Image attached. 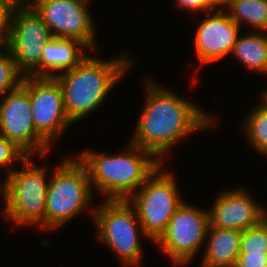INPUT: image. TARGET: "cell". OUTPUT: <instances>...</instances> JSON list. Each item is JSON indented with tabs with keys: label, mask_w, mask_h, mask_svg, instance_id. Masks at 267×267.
I'll use <instances>...</instances> for the list:
<instances>
[{
	"label": "cell",
	"mask_w": 267,
	"mask_h": 267,
	"mask_svg": "<svg viewBox=\"0 0 267 267\" xmlns=\"http://www.w3.org/2000/svg\"><path fill=\"white\" fill-rule=\"evenodd\" d=\"M146 102L131 143L158 157L183 136L213 124L207 114L174 92L147 82ZM213 121V122H212Z\"/></svg>",
	"instance_id": "cell-1"
},
{
	"label": "cell",
	"mask_w": 267,
	"mask_h": 267,
	"mask_svg": "<svg viewBox=\"0 0 267 267\" xmlns=\"http://www.w3.org/2000/svg\"><path fill=\"white\" fill-rule=\"evenodd\" d=\"M78 157L87 168L91 186L107 195L106 200H128L164 163L133 143L124 153L107 156L84 151Z\"/></svg>",
	"instance_id": "cell-2"
},
{
	"label": "cell",
	"mask_w": 267,
	"mask_h": 267,
	"mask_svg": "<svg viewBox=\"0 0 267 267\" xmlns=\"http://www.w3.org/2000/svg\"><path fill=\"white\" fill-rule=\"evenodd\" d=\"M131 65L125 57L102 61L87 55L73 69L56 74L69 120L73 123L97 109Z\"/></svg>",
	"instance_id": "cell-3"
},
{
	"label": "cell",
	"mask_w": 267,
	"mask_h": 267,
	"mask_svg": "<svg viewBox=\"0 0 267 267\" xmlns=\"http://www.w3.org/2000/svg\"><path fill=\"white\" fill-rule=\"evenodd\" d=\"M53 177L46 196V229H57L82 212L93 194L87 168L76 158L63 160Z\"/></svg>",
	"instance_id": "cell-4"
},
{
	"label": "cell",
	"mask_w": 267,
	"mask_h": 267,
	"mask_svg": "<svg viewBox=\"0 0 267 267\" xmlns=\"http://www.w3.org/2000/svg\"><path fill=\"white\" fill-rule=\"evenodd\" d=\"M161 168L162 165L127 200L137 213L141 233L153 242L165 232L173 214L183 203L174 177Z\"/></svg>",
	"instance_id": "cell-5"
},
{
	"label": "cell",
	"mask_w": 267,
	"mask_h": 267,
	"mask_svg": "<svg viewBox=\"0 0 267 267\" xmlns=\"http://www.w3.org/2000/svg\"><path fill=\"white\" fill-rule=\"evenodd\" d=\"M28 155L25 169L10 171L5 183L6 218L20 225H38L45 228V209L48 182L44 168L33 165Z\"/></svg>",
	"instance_id": "cell-6"
},
{
	"label": "cell",
	"mask_w": 267,
	"mask_h": 267,
	"mask_svg": "<svg viewBox=\"0 0 267 267\" xmlns=\"http://www.w3.org/2000/svg\"><path fill=\"white\" fill-rule=\"evenodd\" d=\"M91 214L95 219L99 240L110 246L125 266L138 265L143 253L138 235L141 233L136 226L139 221L137 213L130 202L105 200Z\"/></svg>",
	"instance_id": "cell-7"
},
{
	"label": "cell",
	"mask_w": 267,
	"mask_h": 267,
	"mask_svg": "<svg viewBox=\"0 0 267 267\" xmlns=\"http://www.w3.org/2000/svg\"><path fill=\"white\" fill-rule=\"evenodd\" d=\"M53 38L49 27L34 8L9 13L8 35L4 46L10 51L23 76L40 77L41 51Z\"/></svg>",
	"instance_id": "cell-8"
},
{
	"label": "cell",
	"mask_w": 267,
	"mask_h": 267,
	"mask_svg": "<svg viewBox=\"0 0 267 267\" xmlns=\"http://www.w3.org/2000/svg\"><path fill=\"white\" fill-rule=\"evenodd\" d=\"M208 226L209 212L183 201L170 219L165 232L155 243L173 263L186 265L206 240Z\"/></svg>",
	"instance_id": "cell-9"
},
{
	"label": "cell",
	"mask_w": 267,
	"mask_h": 267,
	"mask_svg": "<svg viewBox=\"0 0 267 267\" xmlns=\"http://www.w3.org/2000/svg\"><path fill=\"white\" fill-rule=\"evenodd\" d=\"M21 86L29 93L37 133L50 145L72 123L64 108L62 88L55 78L32 76H25Z\"/></svg>",
	"instance_id": "cell-10"
},
{
	"label": "cell",
	"mask_w": 267,
	"mask_h": 267,
	"mask_svg": "<svg viewBox=\"0 0 267 267\" xmlns=\"http://www.w3.org/2000/svg\"><path fill=\"white\" fill-rule=\"evenodd\" d=\"M0 103V135L14 142L27 155L45 156L49 144L37 133L29 93L20 85L7 92Z\"/></svg>",
	"instance_id": "cell-11"
},
{
	"label": "cell",
	"mask_w": 267,
	"mask_h": 267,
	"mask_svg": "<svg viewBox=\"0 0 267 267\" xmlns=\"http://www.w3.org/2000/svg\"><path fill=\"white\" fill-rule=\"evenodd\" d=\"M87 3L86 0H44L34 9L53 37L78 40L92 49L96 30Z\"/></svg>",
	"instance_id": "cell-12"
},
{
	"label": "cell",
	"mask_w": 267,
	"mask_h": 267,
	"mask_svg": "<svg viewBox=\"0 0 267 267\" xmlns=\"http://www.w3.org/2000/svg\"><path fill=\"white\" fill-rule=\"evenodd\" d=\"M199 24L194 44L201 65L217 61L232 52L240 35V26L227 13L219 8Z\"/></svg>",
	"instance_id": "cell-13"
},
{
	"label": "cell",
	"mask_w": 267,
	"mask_h": 267,
	"mask_svg": "<svg viewBox=\"0 0 267 267\" xmlns=\"http://www.w3.org/2000/svg\"><path fill=\"white\" fill-rule=\"evenodd\" d=\"M242 189L218 195L209 210V225L243 231L262 222L263 208Z\"/></svg>",
	"instance_id": "cell-14"
},
{
	"label": "cell",
	"mask_w": 267,
	"mask_h": 267,
	"mask_svg": "<svg viewBox=\"0 0 267 267\" xmlns=\"http://www.w3.org/2000/svg\"><path fill=\"white\" fill-rule=\"evenodd\" d=\"M82 47L86 46L78 40L53 37L41 51L40 77L54 78L52 72L73 69L87 57Z\"/></svg>",
	"instance_id": "cell-15"
},
{
	"label": "cell",
	"mask_w": 267,
	"mask_h": 267,
	"mask_svg": "<svg viewBox=\"0 0 267 267\" xmlns=\"http://www.w3.org/2000/svg\"><path fill=\"white\" fill-rule=\"evenodd\" d=\"M241 234L239 230L209 225L206 232L209 241L202 267H234L239 256Z\"/></svg>",
	"instance_id": "cell-16"
},
{
	"label": "cell",
	"mask_w": 267,
	"mask_h": 267,
	"mask_svg": "<svg viewBox=\"0 0 267 267\" xmlns=\"http://www.w3.org/2000/svg\"><path fill=\"white\" fill-rule=\"evenodd\" d=\"M256 32L238 36L231 54H234L245 67L267 73V32Z\"/></svg>",
	"instance_id": "cell-17"
},
{
	"label": "cell",
	"mask_w": 267,
	"mask_h": 267,
	"mask_svg": "<svg viewBox=\"0 0 267 267\" xmlns=\"http://www.w3.org/2000/svg\"><path fill=\"white\" fill-rule=\"evenodd\" d=\"M228 16L239 26L246 22L254 30L267 32V0H228L225 4Z\"/></svg>",
	"instance_id": "cell-18"
},
{
	"label": "cell",
	"mask_w": 267,
	"mask_h": 267,
	"mask_svg": "<svg viewBox=\"0 0 267 267\" xmlns=\"http://www.w3.org/2000/svg\"><path fill=\"white\" fill-rule=\"evenodd\" d=\"M262 103V104H261ZM247 117L245 130L249 143L267 156V104L263 101Z\"/></svg>",
	"instance_id": "cell-19"
},
{
	"label": "cell",
	"mask_w": 267,
	"mask_h": 267,
	"mask_svg": "<svg viewBox=\"0 0 267 267\" xmlns=\"http://www.w3.org/2000/svg\"><path fill=\"white\" fill-rule=\"evenodd\" d=\"M0 47L5 48L6 54L0 52V97L1 95L5 96L7 92L13 91L18 88L24 78L14 62V59L10 51L4 46ZM22 75V76H20Z\"/></svg>",
	"instance_id": "cell-20"
},
{
	"label": "cell",
	"mask_w": 267,
	"mask_h": 267,
	"mask_svg": "<svg viewBox=\"0 0 267 267\" xmlns=\"http://www.w3.org/2000/svg\"><path fill=\"white\" fill-rule=\"evenodd\" d=\"M239 253H267V227L263 222L242 231Z\"/></svg>",
	"instance_id": "cell-21"
},
{
	"label": "cell",
	"mask_w": 267,
	"mask_h": 267,
	"mask_svg": "<svg viewBox=\"0 0 267 267\" xmlns=\"http://www.w3.org/2000/svg\"><path fill=\"white\" fill-rule=\"evenodd\" d=\"M28 155L14 142L0 135V167H8L15 160H24ZM8 164V165H7ZM7 165V166H6Z\"/></svg>",
	"instance_id": "cell-22"
},
{
	"label": "cell",
	"mask_w": 267,
	"mask_h": 267,
	"mask_svg": "<svg viewBox=\"0 0 267 267\" xmlns=\"http://www.w3.org/2000/svg\"><path fill=\"white\" fill-rule=\"evenodd\" d=\"M234 267H267V253H239Z\"/></svg>",
	"instance_id": "cell-23"
},
{
	"label": "cell",
	"mask_w": 267,
	"mask_h": 267,
	"mask_svg": "<svg viewBox=\"0 0 267 267\" xmlns=\"http://www.w3.org/2000/svg\"><path fill=\"white\" fill-rule=\"evenodd\" d=\"M180 8L189 11H213L217 7L212 0H176Z\"/></svg>",
	"instance_id": "cell-24"
},
{
	"label": "cell",
	"mask_w": 267,
	"mask_h": 267,
	"mask_svg": "<svg viewBox=\"0 0 267 267\" xmlns=\"http://www.w3.org/2000/svg\"><path fill=\"white\" fill-rule=\"evenodd\" d=\"M9 11L0 4V45H4L8 35Z\"/></svg>",
	"instance_id": "cell-25"
},
{
	"label": "cell",
	"mask_w": 267,
	"mask_h": 267,
	"mask_svg": "<svg viewBox=\"0 0 267 267\" xmlns=\"http://www.w3.org/2000/svg\"><path fill=\"white\" fill-rule=\"evenodd\" d=\"M0 4L9 12L30 8V2L26 0H0Z\"/></svg>",
	"instance_id": "cell-26"
},
{
	"label": "cell",
	"mask_w": 267,
	"mask_h": 267,
	"mask_svg": "<svg viewBox=\"0 0 267 267\" xmlns=\"http://www.w3.org/2000/svg\"><path fill=\"white\" fill-rule=\"evenodd\" d=\"M1 194H2V198L5 199V183L2 184V182H0V198H1Z\"/></svg>",
	"instance_id": "cell-27"
},
{
	"label": "cell",
	"mask_w": 267,
	"mask_h": 267,
	"mask_svg": "<svg viewBox=\"0 0 267 267\" xmlns=\"http://www.w3.org/2000/svg\"><path fill=\"white\" fill-rule=\"evenodd\" d=\"M216 6H224L228 0H212Z\"/></svg>",
	"instance_id": "cell-28"
},
{
	"label": "cell",
	"mask_w": 267,
	"mask_h": 267,
	"mask_svg": "<svg viewBox=\"0 0 267 267\" xmlns=\"http://www.w3.org/2000/svg\"><path fill=\"white\" fill-rule=\"evenodd\" d=\"M266 210L263 209V216H262V222L265 224L267 227V213L265 212Z\"/></svg>",
	"instance_id": "cell-29"
},
{
	"label": "cell",
	"mask_w": 267,
	"mask_h": 267,
	"mask_svg": "<svg viewBox=\"0 0 267 267\" xmlns=\"http://www.w3.org/2000/svg\"><path fill=\"white\" fill-rule=\"evenodd\" d=\"M42 1H44V0H35L34 1L35 3L30 2V8H34L39 2H42Z\"/></svg>",
	"instance_id": "cell-30"
},
{
	"label": "cell",
	"mask_w": 267,
	"mask_h": 267,
	"mask_svg": "<svg viewBox=\"0 0 267 267\" xmlns=\"http://www.w3.org/2000/svg\"><path fill=\"white\" fill-rule=\"evenodd\" d=\"M263 100L261 101H264L266 104H267V90L263 93Z\"/></svg>",
	"instance_id": "cell-31"
}]
</instances>
